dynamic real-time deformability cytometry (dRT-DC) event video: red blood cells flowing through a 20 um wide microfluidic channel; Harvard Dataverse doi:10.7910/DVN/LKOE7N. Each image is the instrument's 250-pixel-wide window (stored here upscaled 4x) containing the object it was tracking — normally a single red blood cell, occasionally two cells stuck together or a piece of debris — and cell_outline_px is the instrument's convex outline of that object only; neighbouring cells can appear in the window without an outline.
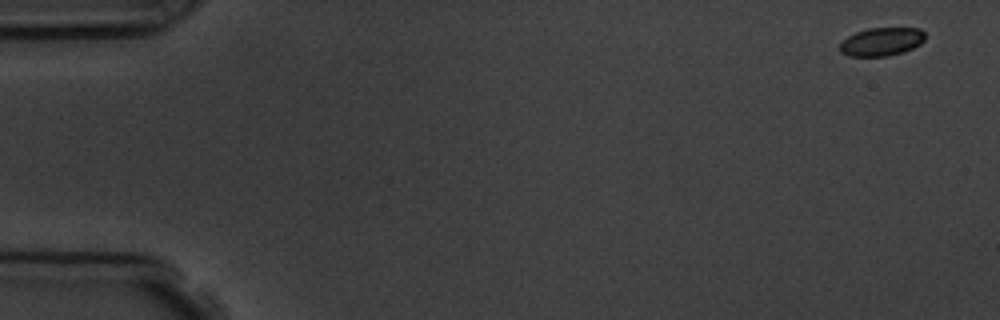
{"species": "common noctule bat (a hibernating species)", "species_latin": "Nyctalus noctula", "temperature_condition": "room temperature", "stored_images_in_passage": 5, "camera_frame_rate_fps": 3000, "um_per_image_px": 0.085, "animal": {"sex": "male", "body_mass_g": 19.5, "forearm_length_mm": 54.6}, "frame": {"image": 1, "passage_image": 1, "time_ms": 0.0, "image_size_px": [1000, 320], "cell_outline_px": [[924, 40], [920, 44], [904, 52], [888, 56], [848, 56], [840, 52], [840, 44], [848, 36], [856, 32], [868, 28], [920, 28], [924, 32]], "centroid_in_image_um": [74.93, 3.55], "position_along_channel_um": 10.1, "area_um2": 14.05}}
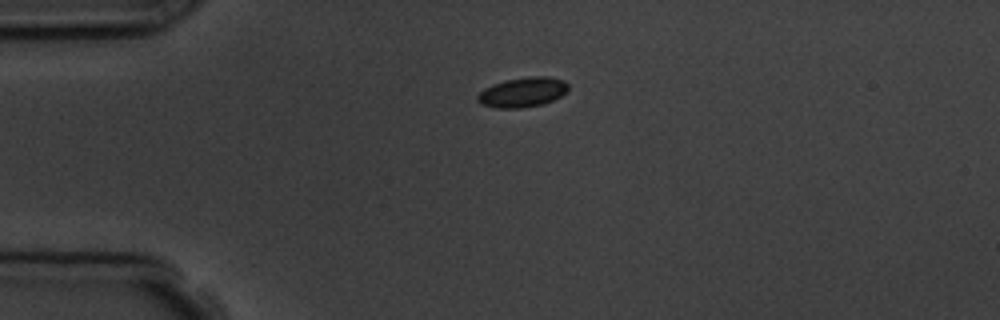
{"frame": {"image": 2, "passage_image": 4, "time_ms": 3.667, "image_size_px": [1000, 320], "cell_outline_px": [[568, 92], [552, 100], [540, 104], [520, 108], [496, 108], [480, 104], [476, 100], [476, 96], [484, 88], [492, 84], [504, 80], [528, 76], [548, 76], [564, 80], [568, 84]], "centroid_in_image_um": [44.4, 7.82], "position_along_channel_um": 40.6, "area_um2": 15.9}}